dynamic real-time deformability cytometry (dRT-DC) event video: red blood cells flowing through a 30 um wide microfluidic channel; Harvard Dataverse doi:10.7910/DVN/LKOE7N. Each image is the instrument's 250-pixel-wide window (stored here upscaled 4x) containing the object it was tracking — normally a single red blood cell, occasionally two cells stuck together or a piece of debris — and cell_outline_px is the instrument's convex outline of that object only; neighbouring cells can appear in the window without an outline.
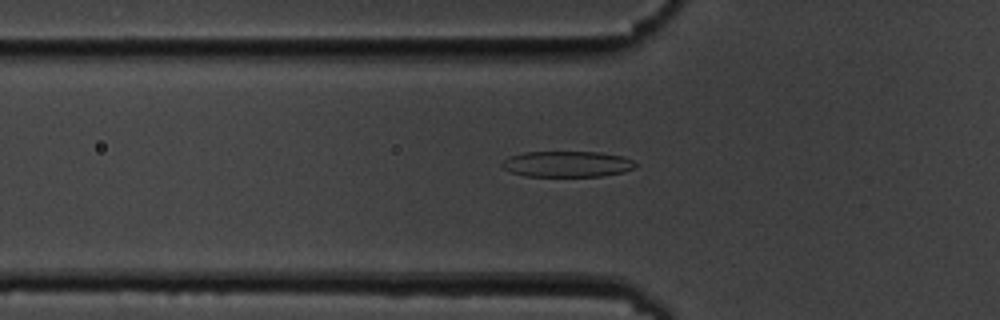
{"species": "common noctule bat (a hibernating species)", "species_latin": "Nyctalus noctula", "temperature_condition": "cold", "stored_images_in_passage": 57, "camera_frame_rate_fps": 3000, "um_per_image_px": 0.085, "animal": {"sex": "male", "body_mass_g": 19.5, "forearm_length_mm": 54.6}, "frame": {"image": 1, "passage_image": 20, "time_ms": 6.333, "image_size_px": [1000, 320], "cell_outline_px": [[636, 168], [624, 172], [600, 176], [524, 176], [512, 172], [504, 168], [500, 164], [508, 156], [524, 152], [600, 152], [624, 156], [632, 160], [636, 164]], "centroid_in_image_um": [48.22, 13.94], "position_along_channel_um": 77.6, "area_um2": 20.23}}
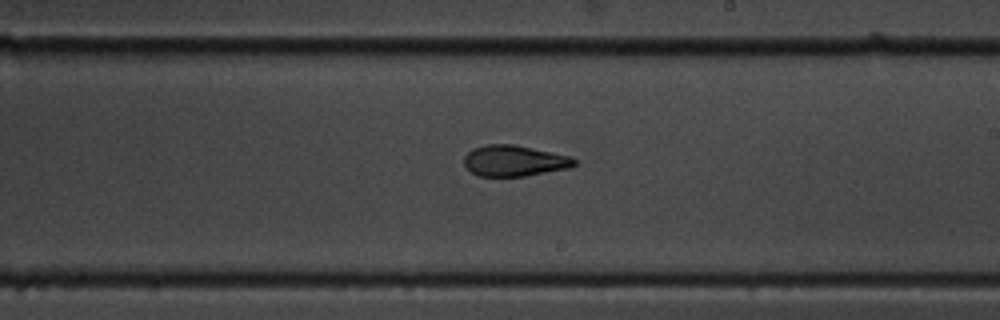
{"frame": {"image": 2, "passage_image": 34, "time_ms": 11.0, "image_size_px": [1000, 320], "cell_outline_px": [[576, 164], [572, 168], [524, 176], [480, 176], [472, 172], [464, 164], [464, 156], [472, 148], [488, 144], [516, 144], [568, 156], [576, 160]], "centroid_in_image_um": [43.72, 13.66], "position_along_channel_um": 245.3, "area_um2": 19.88}}
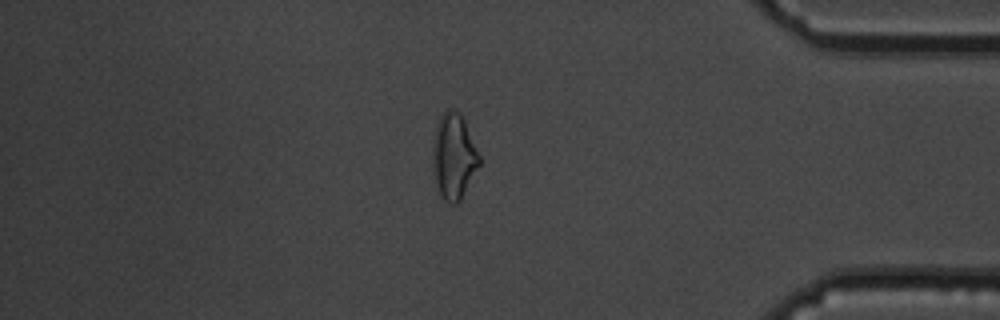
{"frame": {"image": 3, "passage_image": 49, "time_ms": 16.0, "image_size_px": [1000, 320], "cell_outline_px": [[480, 164], [460, 200], [456, 204], [448, 204], [440, 196], [432, 164], [432, 144], [436, 124], [440, 116], [448, 108], [452, 108], [460, 112], [464, 120], [480, 156]], "centroid_in_image_um": [38.55, 13.27], "position_along_channel_um": 396.7, "area_um2": 23.29}, "authors_computed_cell_mechanics": {"area_um2": 20.5768, "velocity_mm_per_s": 3.5828, "shape_relaxation_time_tau1_ms": 3.5469, "shape_relaxation_time_tau2_ms": 3.1143, "deformation_change_tau1": 0.1459, "deformation_change_tau2": 0.1205}}